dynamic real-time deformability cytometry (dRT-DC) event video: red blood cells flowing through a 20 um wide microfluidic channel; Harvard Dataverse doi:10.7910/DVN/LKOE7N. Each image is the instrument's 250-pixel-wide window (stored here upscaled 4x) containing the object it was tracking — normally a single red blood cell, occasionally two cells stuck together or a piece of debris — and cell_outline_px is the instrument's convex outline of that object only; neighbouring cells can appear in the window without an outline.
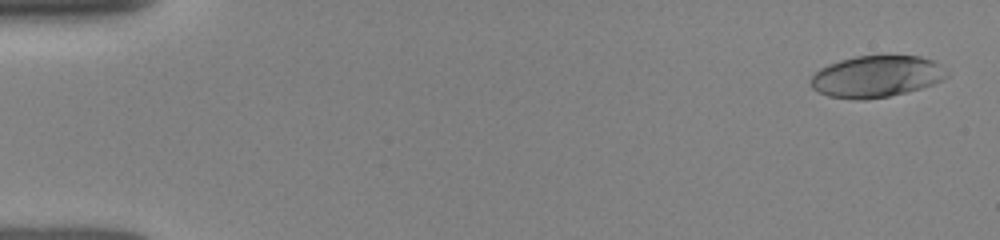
{"species": "human", "species_latin": "Homo sapiens", "temperature_condition": "room temperature", "stored_images_in_passage": 72, "camera_frame_rate_fps": 3000, "um_per_image_px": 0.085, "donor": {"sex": "female"}, "frame": {"image": 1, "passage_image": 2, "time_ms": 0.333, "image_size_px": [1000, 240], "cell_outline_px": [[948, 76], [932, 84], [920, 88], [888, 96], [864, 100], [856, 100], [828, 96], [812, 88], [808, 84], [808, 80], [820, 68], [828, 64], [840, 60], [856, 56], [920, 56], [932, 60], [940, 64], [948, 72]], "centroid_in_image_um": [74.45, 6.5], "position_along_channel_um": 10.6, "area_um2": 32.95}}
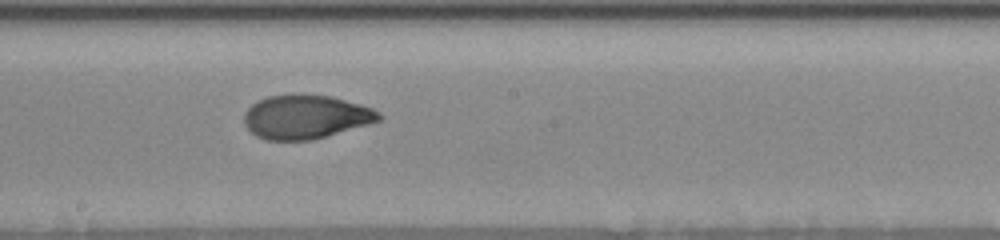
{"frame": {"image": 2, "passage_image": 32, "time_ms": 9.0, "image_size_px": [1000, 240], "cell_outline_px": [[384, 116], [380, 120], [368, 124], [324, 136], [308, 140], [264, 140], [256, 136], [244, 124], [244, 112], [252, 104], [268, 96], [332, 96], [360, 104], [372, 108], [380, 112]], "centroid_in_image_um": [25.99, 9.95], "position_along_channel_um": 222.2, "area_um2": 33.76}}
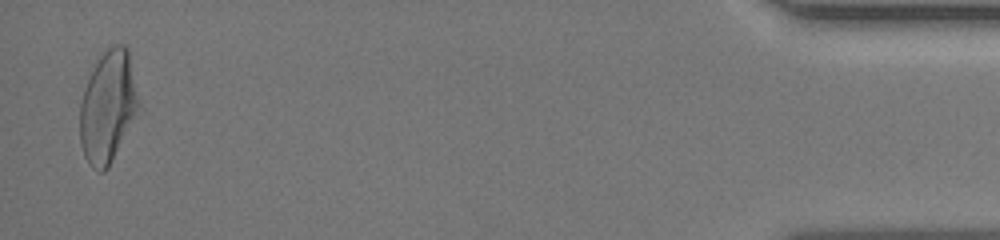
{"frame": {"image": 3, "passage_image": 68, "time_ms": 16.0, "image_size_px": [1000, 240], "cell_outline_px": [[136, 108], [108, 168], [104, 172], [100, 172], [92, 168], [88, 164], [84, 156], [80, 144], [80, 104], [84, 88], [100, 56], [112, 44], [124, 44], [128, 48], [136, 96]], "centroid_in_image_um": [9.09, 9.08], "position_along_channel_um": 426.1, "area_um2": 36.65}}